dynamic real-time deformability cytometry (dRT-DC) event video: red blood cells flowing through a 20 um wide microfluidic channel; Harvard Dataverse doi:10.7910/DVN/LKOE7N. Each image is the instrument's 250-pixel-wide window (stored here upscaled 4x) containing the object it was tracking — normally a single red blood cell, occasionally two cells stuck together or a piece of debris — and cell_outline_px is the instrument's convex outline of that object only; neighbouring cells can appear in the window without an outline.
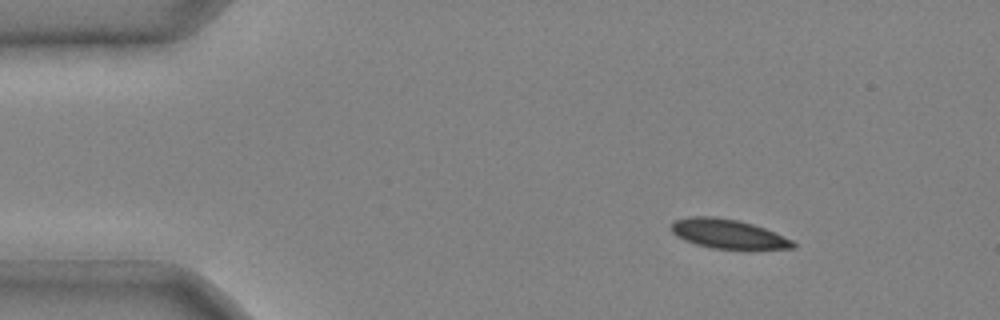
{"species": "common noctule bat (a hibernating species)", "species_latin": "Nyctalus noctula", "temperature_condition": "cold", "stored_images_in_passage": 5, "camera_frame_rate_fps": 3000, "um_per_image_px": 0.085, "animal": {"sex": "male", "body_mass_g": 20.4}, "frame": {"image": 1, "passage_image": 1, "time_ms": 0.0, "image_size_px": [1000, 320], "cell_outline_px": [[796, 248], [752, 252], [712, 248], [696, 244], [684, 240], [676, 236], [672, 232], [672, 220], [688, 216], [712, 216], [736, 220], [752, 224], [764, 228], [792, 240], [796, 244]], "centroid_in_image_um": [61.94, 19.93], "position_along_channel_um": 23.1, "area_um2": 21.62}}
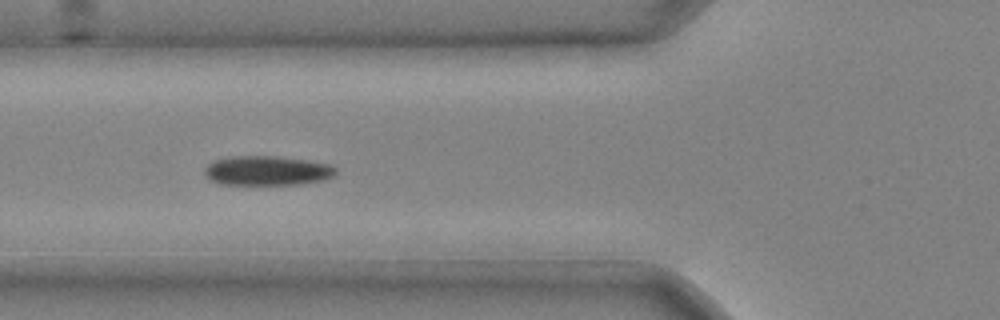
{"frame": {"image": 2, "passage_image": 4, "time_ms": 1.0, "image_size_px": [1000, 320], "cell_outline_px": [[336, 176], [324, 180], [300, 184], [220, 184], [204, 176], [204, 168], [212, 160], [228, 156], [280, 156], [308, 160], [328, 164], [336, 168]], "centroid_in_image_um": [22.7, 14.49], "position_along_channel_um": 103.1, "area_um2": 22.83}}
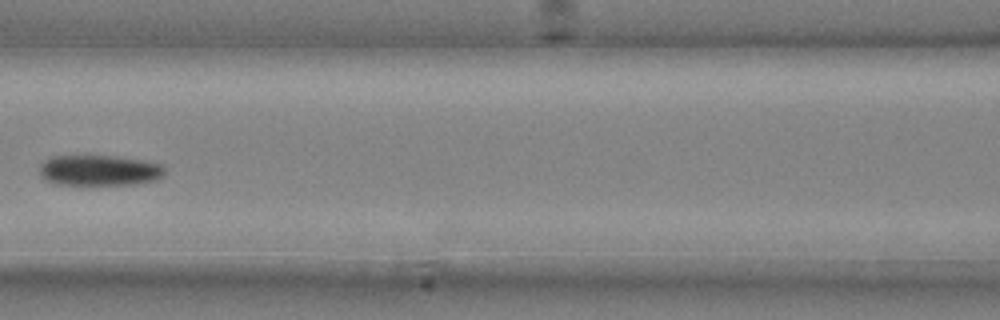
{"frame": {"image": 3, "passage_image": 5, "time_ms": 1.333, "image_size_px": [1000, 320], "cell_outline_px": [[164, 176], [156, 180], [140, 184], [56, 184], [44, 180], [40, 176], [40, 164], [44, 160], [52, 156], [116, 156], [164, 164]], "centroid_in_image_um": [8.45, 14.48], "position_along_channel_um": 158.2, "area_um2": 22.48}}